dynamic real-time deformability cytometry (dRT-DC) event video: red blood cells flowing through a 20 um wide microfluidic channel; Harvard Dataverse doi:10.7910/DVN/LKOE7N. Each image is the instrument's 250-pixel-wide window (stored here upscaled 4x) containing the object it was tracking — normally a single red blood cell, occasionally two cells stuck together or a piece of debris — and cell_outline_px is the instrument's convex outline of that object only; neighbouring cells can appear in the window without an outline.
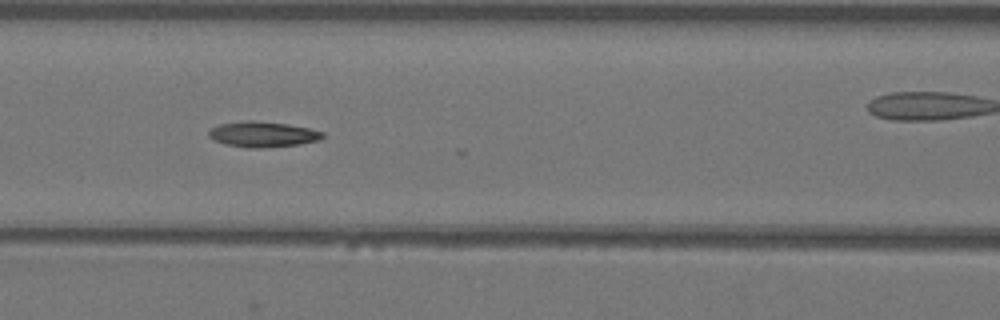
{"species": "Egyptian fruit bat (a non-hibernating species)", "species_latin": "Rousettus aegyptiacus", "temperature_condition": "warm", "stored_images_in_passage": 26, "camera_frame_rate_fps": 3000, "um_per_image_px": 0.085, "animal": {"sex": "female"}, "frame": {"image": 1, "passage_image": 22, "time_ms": 7.0, "image_size_px": [1000, 320], "cell_outline_px": [[324, 136], [320, 140], [300, 144], [260, 148], [248, 148], [224, 144], [208, 136], [208, 132], [212, 128], [220, 124], [244, 120], [252, 120], [288, 124], [308, 128], [324, 132]], "centroid_in_image_um": [22.34, 11.41], "position_along_channel_um": 144.3, "area_um2": 16.94}}
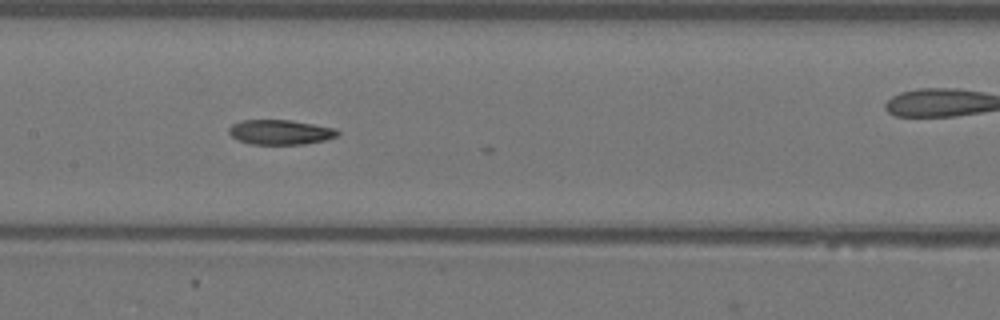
{"frame": {"image": 2, "passage_image": 25, "time_ms": 8.0, "image_size_px": [1000, 320], "cell_outline_px": [[340, 132], [336, 136], [324, 140], [304, 144], [248, 144], [236, 140], [228, 132], [228, 128], [232, 124], [240, 120], [288, 120], [336, 128]], "centroid_in_image_um": [23.77, 11.23], "position_along_channel_um": 183.6, "area_um2": 15.72}}